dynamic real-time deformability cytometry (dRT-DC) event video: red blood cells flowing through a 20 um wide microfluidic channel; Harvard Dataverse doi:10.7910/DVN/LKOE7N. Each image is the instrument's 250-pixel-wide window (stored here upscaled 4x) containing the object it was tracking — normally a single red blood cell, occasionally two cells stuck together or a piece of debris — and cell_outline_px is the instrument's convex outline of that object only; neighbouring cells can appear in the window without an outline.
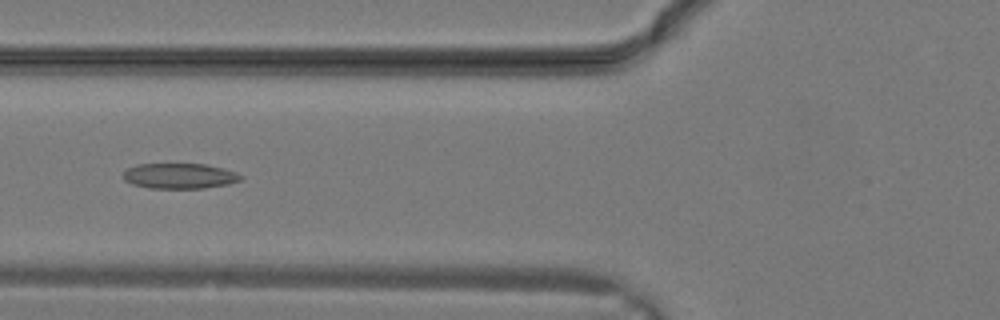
{"species": "common noctule bat (a hibernating species)", "species_latin": "Nyctalus noctula", "temperature_condition": "warm", "stored_images_in_passage": 25, "camera_frame_rate_fps": 3000, "um_per_image_px": 0.085, "animal": {"sex": "male", "body_mass_g": 19.2, "forearm_length_mm": 51.8}, "frame": {"image": 1, "passage_image": 7, "time_ms": 2.0, "image_size_px": [1000, 320], "cell_outline_px": [[244, 176], [240, 180], [228, 184], [204, 188], [148, 188], [132, 184], [124, 180], [124, 172], [128, 168], [136, 164], [204, 164], [224, 168], [236, 172]], "centroid_in_image_um": [15.27, 14.95], "position_along_channel_um": 110.5, "area_um2": 17.4}}
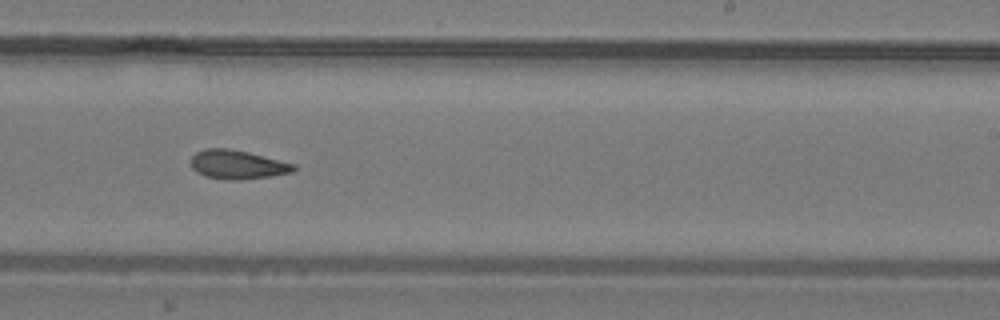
{"frame": {"image": 2, "passage_image": 14, "time_ms": 4.333, "image_size_px": [1000, 320], "cell_outline_px": [[296, 168], [292, 172], [268, 176], [240, 180], [232, 180], [204, 176], [196, 172], [192, 168], [192, 156], [196, 152], [204, 148], [228, 148], [248, 152], [296, 164]], "centroid_in_image_um": [20.17, 13.98], "position_along_channel_um": 268.8, "area_um2": 17.22}}
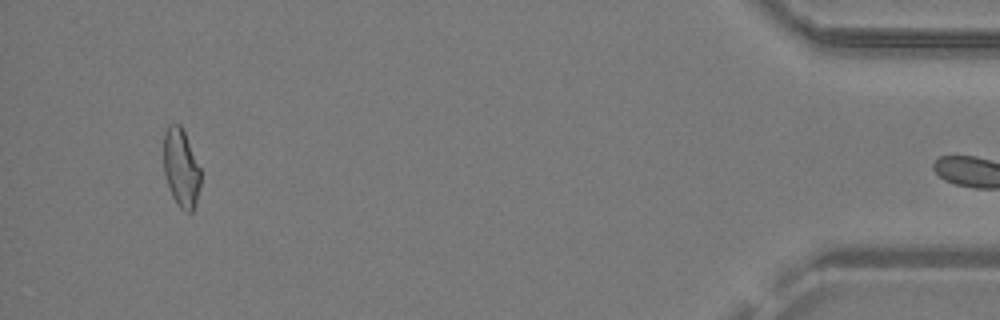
{"frame": {"image": 3, "passage_image": 24, "time_ms": 7.667, "image_size_px": [1000, 320], "cell_outline_px": [[200, 184], [196, 204], [192, 212], [184, 212], [176, 204], [172, 196], [164, 176], [164, 132], [168, 124], [180, 124], [184, 132], [200, 168]], "centroid_in_image_um": [15.38, 14.31], "position_along_channel_um": 419.8, "area_um2": 16.94}}